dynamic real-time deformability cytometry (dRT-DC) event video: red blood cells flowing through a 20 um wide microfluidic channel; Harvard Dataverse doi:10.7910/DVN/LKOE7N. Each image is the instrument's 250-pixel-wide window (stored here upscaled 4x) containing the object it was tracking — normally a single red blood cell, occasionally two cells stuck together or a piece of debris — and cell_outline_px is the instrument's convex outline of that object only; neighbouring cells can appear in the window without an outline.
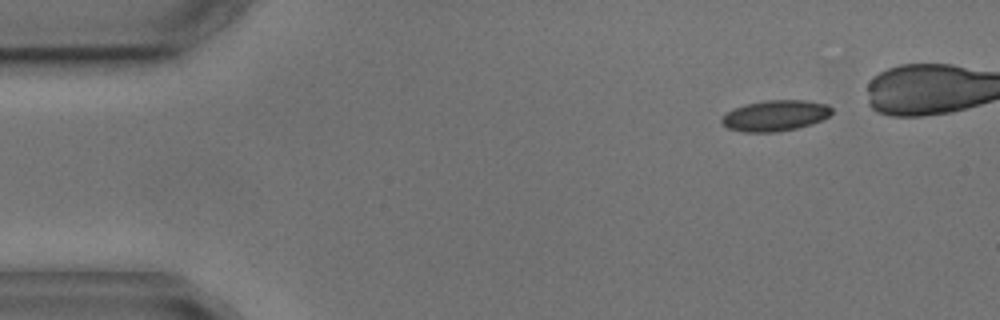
{"species": "common noctule bat (a hibernating species)", "species_latin": "Nyctalus noctula", "temperature_condition": "cold", "stored_images_in_passage": 7, "camera_frame_rate_fps": 3000, "um_per_image_px": 0.085, "animal": {"sex": "male", "body_mass_g": 17.9, "forearm_length_mm": 54.2}, "frame": {"image": 1, "passage_image": 1, "time_ms": 0.0, "image_size_px": [1000, 320], "cell_outline_px": [[832, 112], [828, 116], [812, 124], [796, 128], [776, 132], [744, 132], [728, 128], [720, 120], [728, 112], [744, 104], [764, 100], [804, 100], [828, 104], [832, 108]], "centroid_in_image_um": [65.91, 9.82], "position_along_channel_um": 19.1, "area_um2": 19.65}}
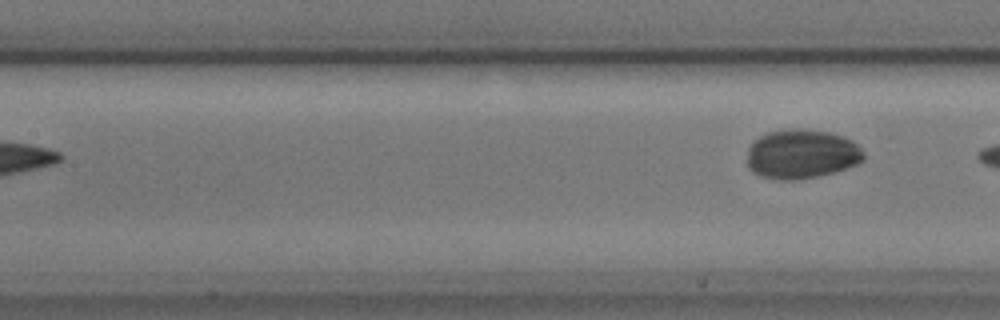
{"frame": {"image": 2, "passage_image": 7, "time_ms": 7.333, "image_size_px": [1000, 320], "cell_outline_px": [[864, 160], [856, 164], [820, 176], [792, 180], [780, 180], [760, 176], [752, 172], [748, 168], [748, 148], [752, 140], [768, 132], [796, 128], [800, 128], [828, 132], [844, 136], [852, 140], [864, 152]], "centroid_in_image_um": [68.11, 13.09], "position_along_channel_um": 139.3, "area_um2": 33.58}}